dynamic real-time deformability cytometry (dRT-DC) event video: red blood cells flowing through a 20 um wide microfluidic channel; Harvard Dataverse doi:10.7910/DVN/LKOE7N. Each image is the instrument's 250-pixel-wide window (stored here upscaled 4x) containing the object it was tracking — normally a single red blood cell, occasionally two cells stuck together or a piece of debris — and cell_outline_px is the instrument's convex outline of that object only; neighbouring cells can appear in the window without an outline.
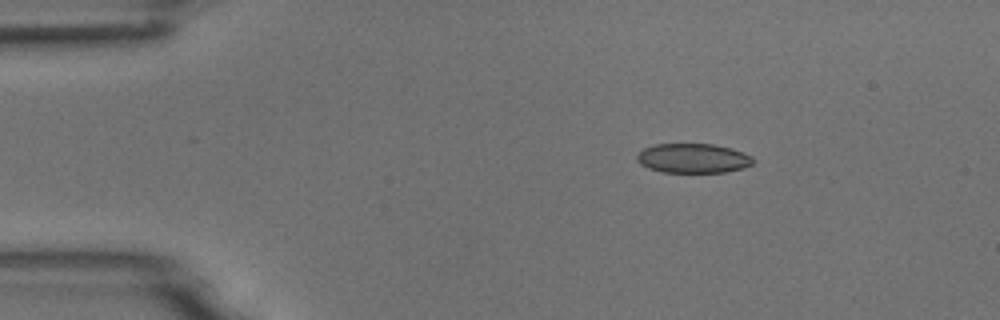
{"species": "common noctule bat (a hibernating species)", "species_latin": "Nyctalus noctula", "temperature_condition": "room temperature", "stored_images_in_passage": 4, "camera_frame_rate_fps": 3000, "um_per_image_px": 0.085, "animal": {"sex": "male", "body_mass_g": 18.8}, "frame": {"image": 1, "passage_image": 2, "time_ms": 0.333, "image_size_px": [1000, 320], "cell_outline_px": [[756, 160], [752, 164], [744, 168], [724, 172], [664, 172], [648, 168], [640, 164], [636, 160], [636, 156], [644, 148], [656, 144], [716, 144], [732, 148], [752, 156]], "centroid_in_image_um": [58.93, 13.45], "position_along_channel_um": 26.1, "area_um2": 20.06}}